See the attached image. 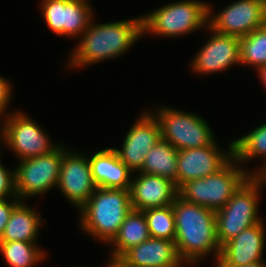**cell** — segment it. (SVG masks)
<instances>
[{
  "label": "cell",
  "instance_id": "cb8c5ba5",
  "mask_svg": "<svg viewBox=\"0 0 266 267\" xmlns=\"http://www.w3.org/2000/svg\"><path fill=\"white\" fill-rule=\"evenodd\" d=\"M0 253L8 267H37L48 257L38 243L26 241H0Z\"/></svg>",
  "mask_w": 266,
  "mask_h": 267
},
{
  "label": "cell",
  "instance_id": "52a82bcc",
  "mask_svg": "<svg viewBox=\"0 0 266 267\" xmlns=\"http://www.w3.org/2000/svg\"><path fill=\"white\" fill-rule=\"evenodd\" d=\"M158 106L149 109L159 120L161 138L175 149L204 147L211 145L217 138L203 115L199 116L192 111L181 110L170 105Z\"/></svg>",
  "mask_w": 266,
  "mask_h": 267
},
{
  "label": "cell",
  "instance_id": "8fae6325",
  "mask_svg": "<svg viewBox=\"0 0 266 267\" xmlns=\"http://www.w3.org/2000/svg\"><path fill=\"white\" fill-rule=\"evenodd\" d=\"M43 21L52 33L80 38L95 17L89 0H40Z\"/></svg>",
  "mask_w": 266,
  "mask_h": 267
},
{
  "label": "cell",
  "instance_id": "1f68e13d",
  "mask_svg": "<svg viewBox=\"0 0 266 267\" xmlns=\"http://www.w3.org/2000/svg\"><path fill=\"white\" fill-rule=\"evenodd\" d=\"M240 267H266V261L253 262Z\"/></svg>",
  "mask_w": 266,
  "mask_h": 267
},
{
  "label": "cell",
  "instance_id": "f546056e",
  "mask_svg": "<svg viewBox=\"0 0 266 267\" xmlns=\"http://www.w3.org/2000/svg\"><path fill=\"white\" fill-rule=\"evenodd\" d=\"M105 267H132L122 256L109 254ZM104 267V266H103Z\"/></svg>",
  "mask_w": 266,
  "mask_h": 267
},
{
  "label": "cell",
  "instance_id": "484cf974",
  "mask_svg": "<svg viewBox=\"0 0 266 267\" xmlns=\"http://www.w3.org/2000/svg\"><path fill=\"white\" fill-rule=\"evenodd\" d=\"M144 212L150 237L175 240L176 226L172 205L147 209Z\"/></svg>",
  "mask_w": 266,
  "mask_h": 267
},
{
  "label": "cell",
  "instance_id": "ba28073f",
  "mask_svg": "<svg viewBox=\"0 0 266 267\" xmlns=\"http://www.w3.org/2000/svg\"><path fill=\"white\" fill-rule=\"evenodd\" d=\"M61 144L52 152L17 161L14 167L15 191L21 201L37 198L57 187L63 153Z\"/></svg>",
  "mask_w": 266,
  "mask_h": 267
},
{
  "label": "cell",
  "instance_id": "2e32d148",
  "mask_svg": "<svg viewBox=\"0 0 266 267\" xmlns=\"http://www.w3.org/2000/svg\"><path fill=\"white\" fill-rule=\"evenodd\" d=\"M265 221L244 229L221 247L216 267H240L253 262L265 261Z\"/></svg>",
  "mask_w": 266,
  "mask_h": 267
},
{
  "label": "cell",
  "instance_id": "30bf717a",
  "mask_svg": "<svg viewBox=\"0 0 266 267\" xmlns=\"http://www.w3.org/2000/svg\"><path fill=\"white\" fill-rule=\"evenodd\" d=\"M208 2L207 27L213 32L234 37H245L266 24L265 0H234L214 13Z\"/></svg>",
  "mask_w": 266,
  "mask_h": 267
},
{
  "label": "cell",
  "instance_id": "ac0fdd59",
  "mask_svg": "<svg viewBox=\"0 0 266 267\" xmlns=\"http://www.w3.org/2000/svg\"><path fill=\"white\" fill-rule=\"evenodd\" d=\"M122 257L132 267H186L179 258L175 242L161 238L150 237L127 250Z\"/></svg>",
  "mask_w": 266,
  "mask_h": 267
},
{
  "label": "cell",
  "instance_id": "ffe728a7",
  "mask_svg": "<svg viewBox=\"0 0 266 267\" xmlns=\"http://www.w3.org/2000/svg\"><path fill=\"white\" fill-rule=\"evenodd\" d=\"M20 201L12 210L0 241H26L38 243L43 219L34 207Z\"/></svg>",
  "mask_w": 266,
  "mask_h": 267
},
{
  "label": "cell",
  "instance_id": "603a6c76",
  "mask_svg": "<svg viewBox=\"0 0 266 267\" xmlns=\"http://www.w3.org/2000/svg\"><path fill=\"white\" fill-rule=\"evenodd\" d=\"M178 150L162 138L148 151L139 172L171 180L177 188Z\"/></svg>",
  "mask_w": 266,
  "mask_h": 267
},
{
  "label": "cell",
  "instance_id": "7a4b0ae2",
  "mask_svg": "<svg viewBox=\"0 0 266 267\" xmlns=\"http://www.w3.org/2000/svg\"><path fill=\"white\" fill-rule=\"evenodd\" d=\"M172 208L176 226L174 242L184 265L196 267L210 255L216 265L221 252L217 239L216 211L187 202L178 195Z\"/></svg>",
  "mask_w": 266,
  "mask_h": 267
},
{
  "label": "cell",
  "instance_id": "5b68a950",
  "mask_svg": "<svg viewBox=\"0 0 266 267\" xmlns=\"http://www.w3.org/2000/svg\"><path fill=\"white\" fill-rule=\"evenodd\" d=\"M266 181L260 175H251L229 199L216 211L217 239L222 247L244 229L263 221L258 207L261 191Z\"/></svg>",
  "mask_w": 266,
  "mask_h": 267
},
{
  "label": "cell",
  "instance_id": "e0dca14e",
  "mask_svg": "<svg viewBox=\"0 0 266 267\" xmlns=\"http://www.w3.org/2000/svg\"><path fill=\"white\" fill-rule=\"evenodd\" d=\"M129 191L132 209L141 211L172 205L178 195L171 180L141 172L133 173Z\"/></svg>",
  "mask_w": 266,
  "mask_h": 267
},
{
  "label": "cell",
  "instance_id": "7c38bea8",
  "mask_svg": "<svg viewBox=\"0 0 266 267\" xmlns=\"http://www.w3.org/2000/svg\"><path fill=\"white\" fill-rule=\"evenodd\" d=\"M88 153L79 152L69 147L64 153L60 166L57 189L66 201L80 209L96 190Z\"/></svg>",
  "mask_w": 266,
  "mask_h": 267
},
{
  "label": "cell",
  "instance_id": "5bb4252c",
  "mask_svg": "<svg viewBox=\"0 0 266 267\" xmlns=\"http://www.w3.org/2000/svg\"><path fill=\"white\" fill-rule=\"evenodd\" d=\"M233 158V141L224 150L215 140L211 145L178 150L177 189L187 181L218 172Z\"/></svg>",
  "mask_w": 266,
  "mask_h": 267
},
{
  "label": "cell",
  "instance_id": "6da1fadb",
  "mask_svg": "<svg viewBox=\"0 0 266 267\" xmlns=\"http://www.w3.org/2000/svg\"><path fill=\"white\" fill-rule=\"evenodd\" d=\"M94 19L67 56L69 71L122 57L143 37L142 15L100 24Z\"/></svg>",
  "mask_w": 266,
  "mask_h": 267
},
{
  "label": "cell",
  "instance_id": "d4e9b609",
  "mask_svg": "<svg viewBox=\"0 0 266 267\" xmlns=\"http://www.w3.org/2000/svg\"><path fill=\"white\" fill-rule=\"evenodd\" d=\"M240 64L255 72L266 65V24L240 38Z\"/></svg>",
  "mask_w": 266,
  "mask_h": 267
},
{
  "label": "cell",
  "instance_id": "d6a6232c",
  "mask_svg": "<svg viewBox=\"0 0 266 267\" xmlns=\"http://www.w3.org/2000/svg\"><path fill=\"white\" fill-rule=\"evenodd\" d=\"M5 114L0 110V140L3 133L4 121H5Z\"/></svg>",
  "mask_w": 266,
  "mask_h": 267
},
{
  "label": "cell",
  "instance_id": "8992f818",
  "mask_svg": "<svg viewBox=\"0 0 266 267\" xmlns=\"http://www.w3.org/2000/svg\"><path fill=\"white\" fill-rule=\"evenodd\" d=\"M250 176L233 157L218 172L182 184L177 189L178 196L187 202L218 211Z\"/></svg>",
  "mask_w": 266,
  "mask_h": 267
},
{
  "label": "cell",
  "instance_id": "83f0119b",
  "mask_svg": "<svg viewBox=\"0 0 266 267\" xmlns=\"http://www.w3.org/2000/svg\"><path fill=\"white\" fill-rule=\"evenodd\" d=\"M9 78L3 77L0 75V110L5 114H9L12 112L10 111V105L12 103L11 100L13 98L12 93L14 90V86L12 82H10Z\"/></svg>",
  "mask_w": 266,
  "mask_h": 267
},
{
  "label": "cell",
  "instance_id": "277c9868",
  "mask_svg": "<svg viewBox=\"0 0 266 267\" xmlns=\"http://www.w3.org/2000/svg\"><path fill=\"white\" fill-rule=\"evenodd\" d=\"M208 1L181 0L169 2L142 14L143 37L178 38L197 30L207 31ZM206 29V30H205Z\"/></svg>",
  "mask_w": 266,
  "mask_h": 267
},
{
  "label": "cell",
  "instance_id": "44dd1931",
  "mask_svg": "<svg viewBox=\"0 0 266 267\" xmlns=\"http://www.w3.org/2000/svg\"><path fill=\"white\" fill-rule=\"evenodd\" d=\"M233 157L251 175L262 176L266 172V122L233 140ZM257 158L261 159V162L255 171L246 168L245 164Z\"/></svg>",
  "mask_w": 266,
  "mask_h": 267
},
{
  "label": "cell",
  "instance_id": "d6986e66",
  "mask_svg": "<svg viewBox=\"0 0 266 267\" xmlns=\"http://www.w3.org/2000/svg\"><path fill=\"white\" fill-rule=\"evenodd\" d=\"M88 159L97 187L130 189L133 173L119 159L113 147L98 150Z\"/></svg>",
  "mask_w": 266,
  "mask_h": 267
},
{
  "label": "cell",
  "instance_id": "9a60e30c",
  "mask_svg": "<svg viewBox=\"0 0 266 267\" xmlns=\"http://www.w3.org/2000/svg\"><path fill=\"white\" fill-rule=\"evenodd\" d=\"M207 30L210 36L191 59V72L206 76L240 66V38Z\"/></svg>",
  "mask_w": 266,
  "mask_h": 267
},
{
  "label": "cell",
  "instance_id": "4fadbf2b",
  "mask_svg": "<svg viewBox=\"0 0 266 267\" xmlns=\"http://www.w3.org/2000/svg\"><path fill=\"white\" fill-rule=\"evenodd\" d=\"M149 110V111H148ZM161 139L159 120L150 109H143L139 118L126 132L121 148L113 147L119 159L132 172H139L146 155Z\"/></svg>",
  "mask_w": 266,
  "mask_h": 267
},
{
  "label": "cell",
  "instance_id": "7402d4cb",
  "mask_svg": "<svg viewBox=\"0 0 266 267\" xmlns=\"http://www.w3.org/2000/svg\"><path fill=\"white\" fill-rule=\"evenodd\" d=\"M150 234L144 212L132 209L121 224L119 232L108 244L111 255L122 256L130 248L148 240Z\"/></svg>",
  "mask_w": 266,
  "mask_h": 267
},
{
  "label": "cell",
  "instance_id": "9c48e42d",
  "mask_svg": "<svg viewBox=\"0 0 266 267\" xmlns=\"http://www.w3.org/2000/svg\"><path fill=\"white\" fill-rule=\"evenodd\" d=\"M25 113L16 109L5 116L1 147H7L18 160L41 156L55 150L61 141H52L49 133H46L37 120Z\"/></svg>",
  "mask_w": 266,
  "mask_h": 267
},
{
  "label": "cell",
  "instance_id": "4316f807",
  "mask_svg": "<svg viewBox=\"0 0 266 267\" xmlns=\"http://www.w3.org/2000/svg\"><path fill=\"white\" fill-rule=\"evenodd\" d=\"M3 152L0 151V157ZM1 161V160H0ZM18 198L15 191L14 169L6 168L0 162V199Z\"/></svg>",
  "mask_w": 266,
  "mask_h": 267
},
{
  "label": "cell",
  "instance_id": "3957f363",
  "mask_svg": "<svg viewBox=\"0 0 266 267\" xmlns=\"http://www.w3.org/2000/svg\"><path fill=\"white\" fill-rule=\"evenodd\" d=\"M131 210L129 190L97 187L77 210L79 227L83 234L108 246Z\"/></svg>",
  "mask_w": 266,
  "mask_h": 267
},
{
  "label": "cell",
  "instance_id": "f1b7e54d",
  "mask_svg": "<svg viewBox=\"0 0 266 267\" xmlns=\"http://www.w3.org/2000/svg\"><path fill=\"white\" fill-rule=\"evenodd\" d=\"M19 198L0 199V237L3 234L13 208L20 202Z\"/></svg>",
  "mask_w": 266,
  "mask_h": 267
},
{
  "label": "cell",
  "instance_id": "4dcf8cb0",
  "mask_svg": "<svg viewBox=\"0 0 266 267\" xmlns=\"http://www.w3.org/2000/svg\"><path fill=\"white\" fill-rule=\"evenodd\" d=\"M256 72L258 73L257 75H258L259 81L263 85L262 87L266 89V65L263 67H260Z\"/></svg>",
  "mask_w": 266,
  "mask_h": 267
}]
</instances>
